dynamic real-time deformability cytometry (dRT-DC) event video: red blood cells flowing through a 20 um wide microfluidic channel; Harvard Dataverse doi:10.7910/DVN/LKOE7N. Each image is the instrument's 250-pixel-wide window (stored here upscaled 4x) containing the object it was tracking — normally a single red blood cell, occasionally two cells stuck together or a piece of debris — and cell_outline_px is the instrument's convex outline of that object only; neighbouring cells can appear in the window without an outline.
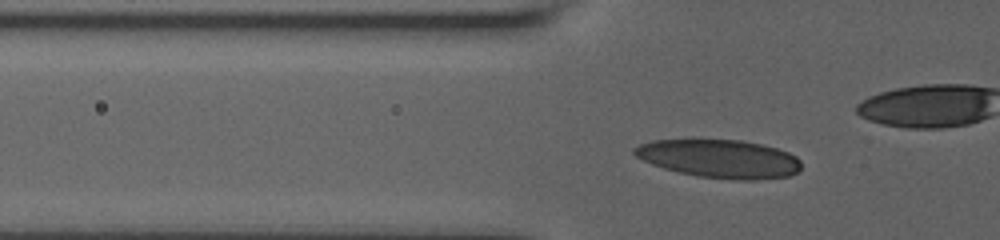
{"species": "human", "species_latin": "Homo sapiens", "temperature_condition": "room temperature", "stored_images_in_passage": 40, "camera_frame_rate_fps": 3000, "um_per_image_px": 0.085, "donor": {"sex": "male"}, "frame": {"image": 1, "passage_image": 12, "time_ms": 3.667, "image_size_px": [1000, 240], "cell_outline_px": [[800, 168], [796, 172], [788, 176], [756, 180], [736, 180], [696, 176], [664, 168], [652, 164], [636, 156], [632, 152], [632, 148], [640, 144], [652, 140], [740, 140], [760, 144], [776, 148], [788, 152], [796, 156], [800, 160]], "centroid_in_image_um": [61.15, 13.49], "position_along_channel_um": 64.6, "area_um2": 37.05}}
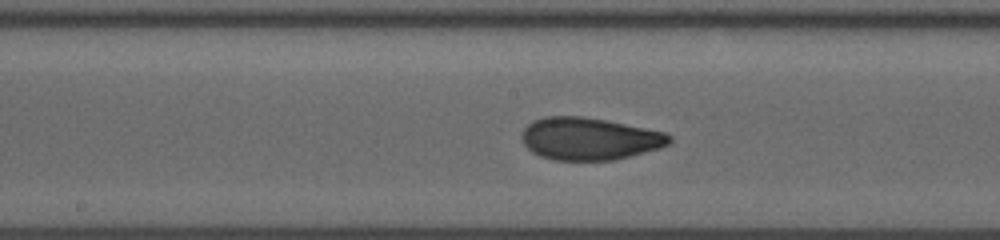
{"frame": {"image": 2, "passage_image": 23, "time_ms": 7.333, "image_size_px": [1000, 240], "cell_outline_px": [[672, 140], [668, 144], [660, 148], [616, 160], [556, 160], [540, 156], [532, 152], [524, 144], [520, 136], [524, 128], [532, 120], [544, 116], [580, 116], [604, 120], [664, 132], [672, 136]], "centroid_in_image_um": [50.07, 11.79], "position_along_channel_um": 198.1, "area_um2": 36.41}}
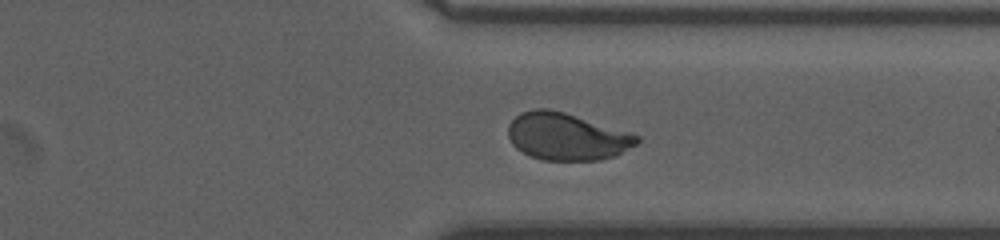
{"frame": {"image": 3, "passage_image": 36, "time_ms": 11.667, "image_size_px": [1000, 240], "cell_outline_px": [[640, 140], [636, 144], [616, 156], [600, 160], [544, 160], [532, 156], [516, 148], [512, 144], [508, 136], [508, 124], [520, 112], [536, 108], [548, 108], [564, 112], [632, 132], [640, 136]], "centroid_in_image_um": [48.19, 11.6], "position_along_channel_um": 363.2, "area_um2": 35.6}}